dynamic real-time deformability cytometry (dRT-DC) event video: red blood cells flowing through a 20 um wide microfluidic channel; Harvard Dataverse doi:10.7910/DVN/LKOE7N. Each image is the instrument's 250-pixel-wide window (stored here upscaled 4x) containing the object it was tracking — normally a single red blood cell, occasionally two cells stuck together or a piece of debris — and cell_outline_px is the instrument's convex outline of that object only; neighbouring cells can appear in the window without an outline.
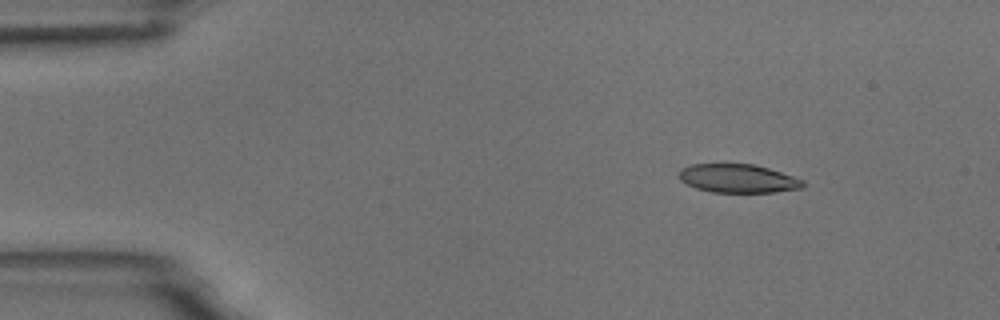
{"species": "common noctule bat (a hibernating species)", "species_latin": "Nyctalus noctula", "temperature_condition": "room temperature", "stored_images_in_passage": 6, "camera_frame_rate_fps": 3000, "um_per_image_px": 0.085, "animal": {"sex": "male", "body_mass_g": 18.8}, "frame": {"image": 1, "passage_image": 1, "time_ms": 0.0, "image_size_px": [1000, 320], "cell_outline_px": [[804, 188], [772, 192], [712, 192], [696, 188], [680, 180], [676, 176], [680, 168], [692, 164], [756, 164], [804, 180]], "centroid_in_image_um": [62.69, 15.16], "position_along_channel_um": 22.3, "area_um2": 20.69}}
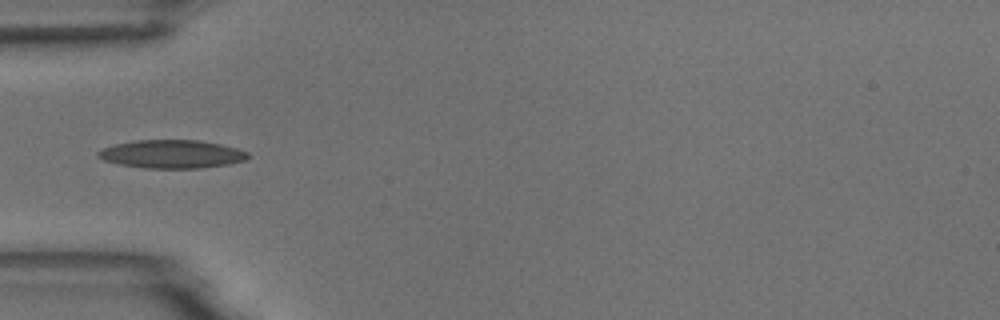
{"frame": {"image": 2, "passage_image": 3, "time_ms": 3.333, "image_size_px": [1000, 320], "cell_outline_px": [[248, 156], [244, 160], [228, 164], [200, 168], [144, 168], [120, 164], [104, 160], [96, 156], [96, 152], [104, 148], [116, 144], [136, 140], [200, 140], [220, 144], [236, 148], [248, 152]], "centroid_in_image_um": [14.59, 13.09], "position_along_channel_um": 70.4, "area_um2": 24.51}}